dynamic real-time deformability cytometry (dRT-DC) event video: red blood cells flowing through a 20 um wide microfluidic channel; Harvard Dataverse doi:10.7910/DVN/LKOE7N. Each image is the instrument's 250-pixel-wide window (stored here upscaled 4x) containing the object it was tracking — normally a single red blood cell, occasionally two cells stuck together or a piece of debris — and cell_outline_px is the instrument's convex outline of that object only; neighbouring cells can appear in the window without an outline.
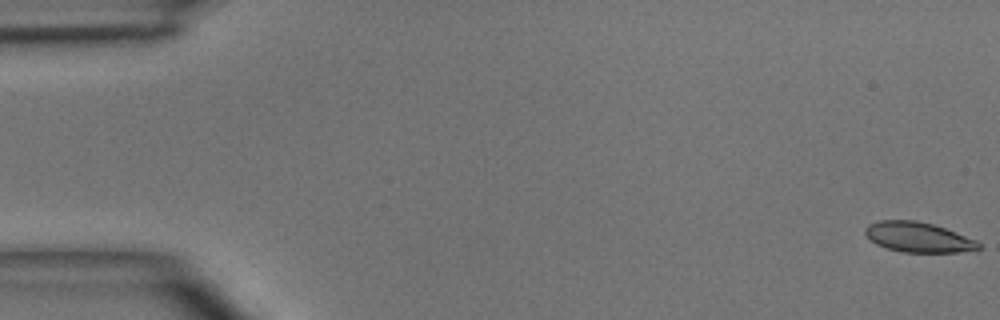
{"species": "common noctule bat (a hibernating species)", "species_latin": "Nyctalus noctula", "temperature_condition": "room temperature", "stored_images_in_passage": 4, "camera_frame_rate_fps": 3000, "um_per_image_px": 0.085, "animal": {"sex": "male", "body_mass_g": 15.6}, "frame": {"image": 1, "passage_image": 1, "time_ms": 0.0, "image_size_px": [1000, 320], "cell_outline_px": [[980, 248], [956, 252], [900, 252], [876, 244], [864, 232], [864, 228], [868, 224], [880, 220], [916, 220], [932, 224], [944, 228], [976, 240], [980, 244]], "centroid_in_image_um": [78.0, 20.15], "position_along_channel_um": 7.0, "area_um2": 19.59}}
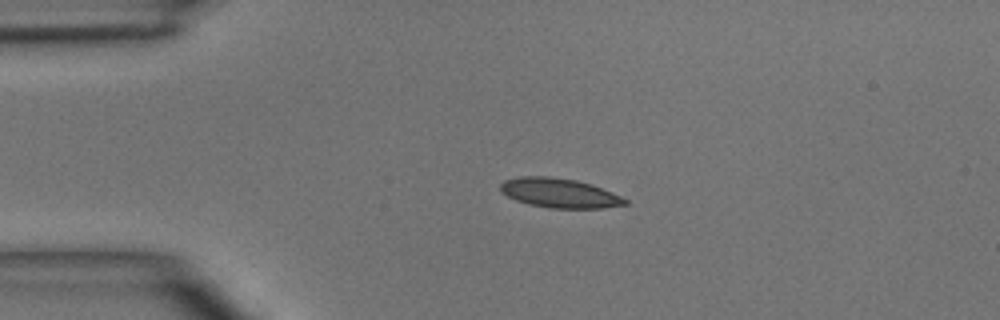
{"frame": {"image": 2, "passage_image": 4, "time_ms": 3.333, "image_size_px": [1000, 320], "cell_outline_px": [[628, 204], [600, 208], [548, 208], [528, 204], [516, 200], [508, 196], [500, 188], [500, 184], [504, 180], [520, 176], [548, 176], [576, 180], [612, 192], [628, 200]], "centroid_in_image_um": [47.53, 16.41], "position_along_channel_um": 37.5, "area_um2": 21.15}}